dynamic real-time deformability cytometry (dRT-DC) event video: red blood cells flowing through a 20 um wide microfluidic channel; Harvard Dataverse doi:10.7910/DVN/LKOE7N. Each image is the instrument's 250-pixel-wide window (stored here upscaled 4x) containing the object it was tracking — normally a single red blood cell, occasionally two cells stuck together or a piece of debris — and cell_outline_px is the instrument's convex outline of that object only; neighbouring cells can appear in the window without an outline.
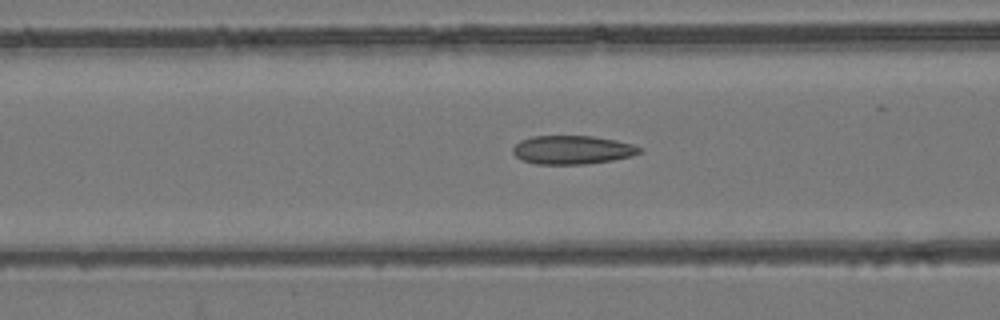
{"species": "common noctule bat (a hibernating species)", "species_latin": "Nyctalus noctula", "temperature_condition": "room temperature", "stored_images_in_passage": 9, "camera_frame_rate_fps": 3000, "um_per_image_px": 0.085, "animal": {"sex": "female", "body_mass_g": 24.6, "forearm_length_mm": 56.2}, "frame": {"image": 1, "passage_image": 7, "time_ms": 2.0, "image_size_px": [1000, 320], "cell_outline_px": [[644, 152], [632, 156], [612, 160], [584, 164], [536, 164], [524, 160], [516, 156], [512, 152], [512, 148], [520, 140], [532, 136], [592, 136], [616, 140], [632, 144], [644, 148]], "centroid_in_image_um": [48.69, 12.73], "position_along_channel_um": 117.9, "area_um2": 21.21}}